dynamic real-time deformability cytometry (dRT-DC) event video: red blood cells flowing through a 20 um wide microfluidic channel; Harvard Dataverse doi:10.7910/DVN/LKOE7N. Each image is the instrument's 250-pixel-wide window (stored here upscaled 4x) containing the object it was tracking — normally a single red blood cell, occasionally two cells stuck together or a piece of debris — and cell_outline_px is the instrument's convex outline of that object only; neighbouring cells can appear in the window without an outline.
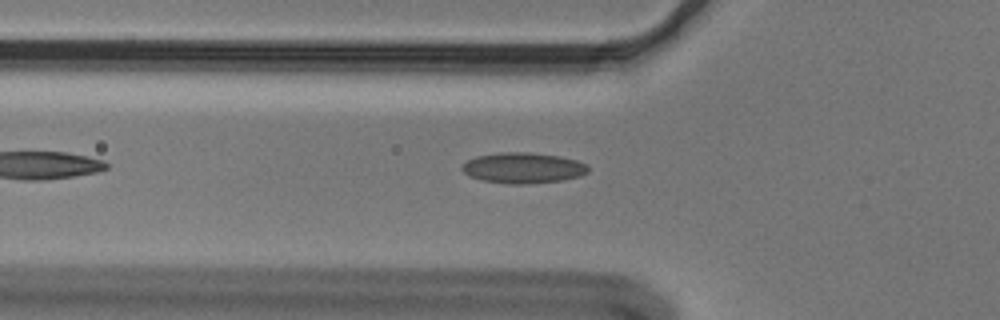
{"species": "Egyptian fruit bat (a non-hibernating species)", "species_latin": "Rousettus aegyptiacus", "temperature_condition": "cold", "stored_images_in_passage": 44, "camera_frame_rate_fps": 3000, "um_per_image_px": 0.085, "animal": {"sex": "male"}, "frame": {"image": 1, "passage_image": 8, "time_ms": 2.333, "image_size_px": [1000, 320], "cell_outline_px": [[588, 172], [580, 176], [564, 180], [524, 184], [508, 184], [480, 180], [468, 176], [460, 168], [468, 160], [476, 156], [500, 152], [528, 152], [560, 156], [576, 160], [588, 164]], "centroid_in_image_um": [44.46, 14.27], "position_along_channel_um": 81.3, "area_um2": 22.72}}
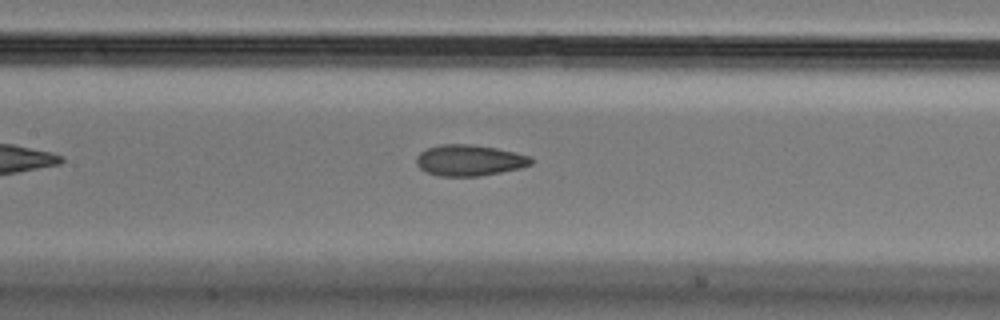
{"frame": {"image": 2, "passage_image": 15, "time_ms": 4.667, "image_size_px": [1000, 320], "cell_outline_px": [[532, 164], [520, 168], [480, 176], [440, 176], [424, 172], [416, 164], [416, 156], [420, 152], [428, 148], [440, 144], [472, 144], [496, 148], [532, 156]], "centroid_in_image_um": [39.88, 13.62], "position_along_channel_um": 167.5, "area_um2": 20.87}}
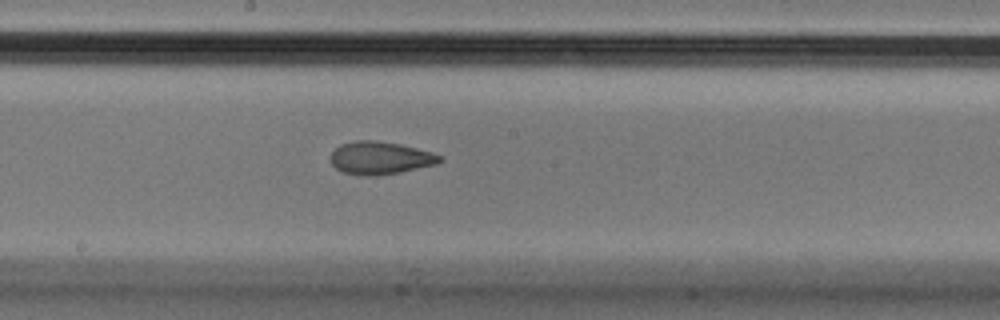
{"frame": {"image": 3, "passage_image": 19, "time_ms": 6.0, "image_size_px": [1000, 320], "cell_outline_px": [[444, 160], [436, 164], [400, 172], [376, 176], [360, 176], [344, 172], [336, 168], [332, 164], [332, 152], [340, 144], [356, 140], [376, 140], [400, 144], [432, 152], [444, 156]], "centroid_in_image_um": [32.35, 13.42], "position_along_channel_um": 215.9, "area_um2": 20.92}, "authors_computed_cell_mechanics": {"area_um2": 21.2415, "velocity_mm_per_s": 3.6363, "shape_relaxation_time_tau1_ms": 8.7916, "shape_relaxation_time_tau2_ms": 2.1464, "deformation_change_tau1": 0.1777, "deformation_change_tau2": 0.0818}}